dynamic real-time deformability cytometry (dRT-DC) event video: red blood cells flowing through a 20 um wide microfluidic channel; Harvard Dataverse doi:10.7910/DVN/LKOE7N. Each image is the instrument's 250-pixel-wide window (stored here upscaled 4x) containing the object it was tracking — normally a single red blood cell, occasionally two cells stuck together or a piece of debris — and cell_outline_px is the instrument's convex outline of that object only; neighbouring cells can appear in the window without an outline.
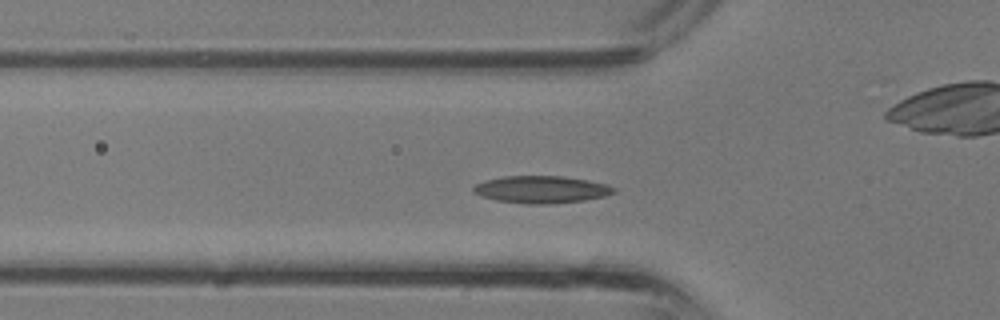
{"species": "common noctule bat (a hibernating species)", "species_latin": "Nyctalus noctula", "temperature_condition": "room temperature", "stored_images_in_passage": 35, "camera_frame_rate_fps": 3000, "um_per_image_px": 0.085, "animal": {"sex": "male", "body_mass_g": 13.3}, "frame": {"image": 1, "passage_image": 10, "time_ms": 3.0, "image_size_px": [1000, 320], "cell_outline_px": [[616, 192], [604, 196], [584, 200], [548, 204], [528, 204], [496, 200], [480, 196], [472, 192], [472, 188], [476, 184], [484, 180], [504, 176], [560, 176], [588, 180], [604, 184], [616, 188]], "centroid_in_image_um": [45.97, 16.1], "position_along_channel_um": 79.8, "area_um2": 22.25}}
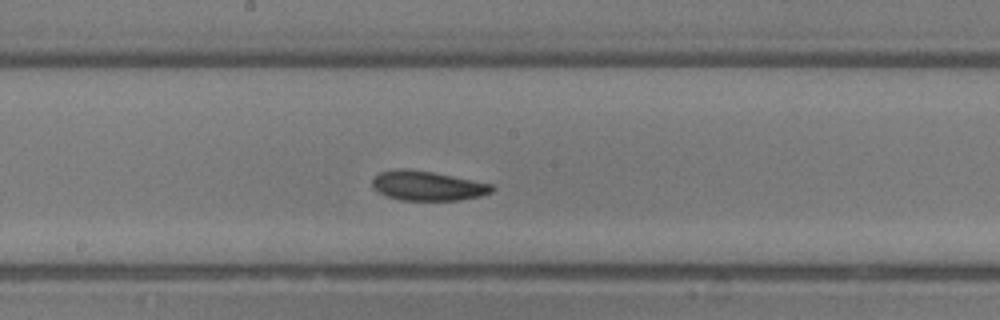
{"frame": {"image": 2, "passage_image": 17, "time_ms": 5.333, "image_size_px": [1000, 320], "cell_outline_px": [[496, 188], [492, 192], [480, 196], [460, 200], [400, 200], [388, 196], [372, 188], [372, 180], [380, 172], [396, 168], [404, 168], [432, 172], [492, 184]], "centroid_in_image_um": [36.34, 15.79], "position_along_channel_um": 211.9, "area_um2": 20.52}}
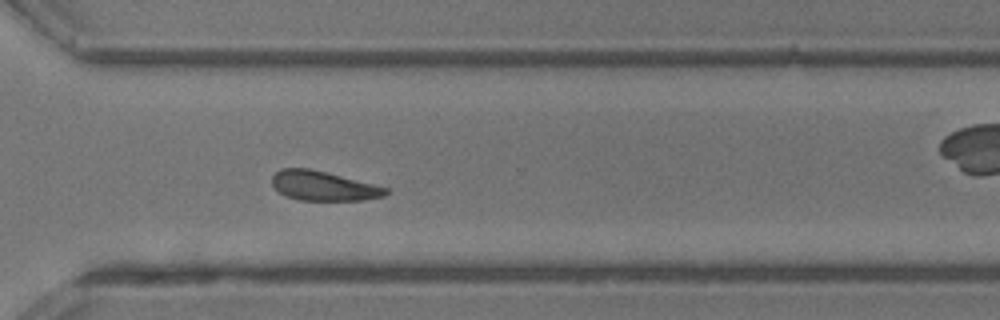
{"frame": {"image": 3, "passage_image": 24, "time_ms": 7.667, "image_size_px": [1000, 320], "cell_outline_px": [[388, 192], [384, 196], [364, 200], [296, 200], [280, 192], [272, 184], [272, 176], [280, 168], [308, 168], [388, 188]], "centroid_in_image_um": [27.46, 15.81], "position_along_channel_um": 343.1, "area_um2": 19.19}}